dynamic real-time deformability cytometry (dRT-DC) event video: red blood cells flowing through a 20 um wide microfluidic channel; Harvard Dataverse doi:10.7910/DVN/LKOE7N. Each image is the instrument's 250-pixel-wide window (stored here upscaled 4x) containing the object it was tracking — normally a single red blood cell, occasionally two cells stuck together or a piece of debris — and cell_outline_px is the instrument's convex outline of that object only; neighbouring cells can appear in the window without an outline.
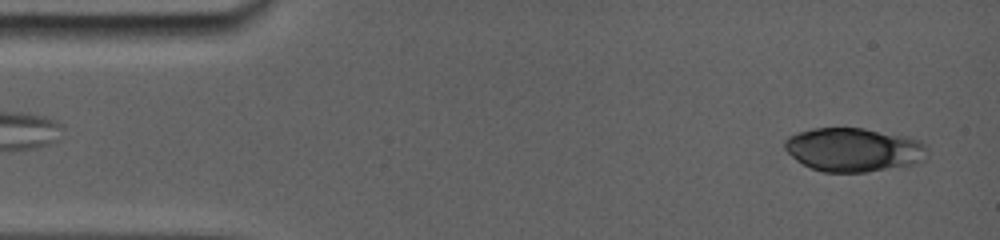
{"species": "common noctule bat (a hibernating species)", "species_latin": "Nyctalus noctula", "temperature_condition": "room temperature", "stored_images_in_passage": 8, "camera_frame_rate_fps": 5000, "um_per_image_px": 0.085, "animal": {"sex": "female", "body_mass_g": 19.0, "forearm_length_mm": 56.7}, "frame": {"image": 1, "passage_image": 2, "time_ms": 0.4, "image_size_px": [1000, 240], "cell_outline_px": [[912, 144], [896, 164], [864, 172], [824, 172], [812, 168], [804, 164], [788, 152], [788, 140], [792, 136], [800, 132], [816, 128], [860, 128], [908, 140]], "centroid_in_image_um": [71.97, 12.7], "position_along_channel_um": 13.0, "area_um2": 30.92}}